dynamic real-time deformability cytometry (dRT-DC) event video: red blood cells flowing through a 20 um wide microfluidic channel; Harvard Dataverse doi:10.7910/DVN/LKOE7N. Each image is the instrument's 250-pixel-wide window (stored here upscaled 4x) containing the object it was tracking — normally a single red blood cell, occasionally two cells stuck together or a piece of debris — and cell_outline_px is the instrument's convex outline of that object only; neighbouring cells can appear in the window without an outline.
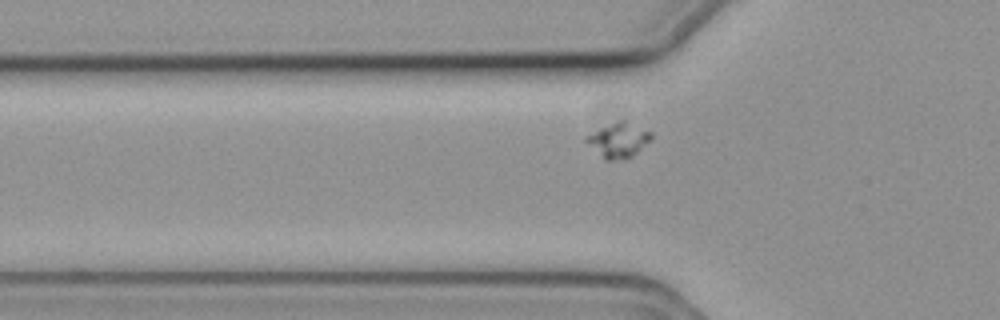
{"species": "common noctule bat (a hibernating species)", "species_latin": "Nyctalus noctula", "temperature_condition": "cold", "stored_images_in_passage": 38, "camera_frame_rate_fps": 3000, "um_per_image_px": 0.085, "animal": {"sex": "female", "body_mass_g": 19.3, "forearm_length_mm": 54.1}, "frame": {"image": 1, "passage_image": 4, "time_ms": 1.0, "image_size_px": [1000, 320], "cell_outline_px": [[652, 140], [632, 156], [624, 160], [604, 160], [584, 140], [584, 136], [600, 128], [612, 124], [624, 124], [652, 132]], "centroid_in_image_um": [52.53, 12.0], "position_along_channel_um": 73.3, "area_um2": 12.48}}
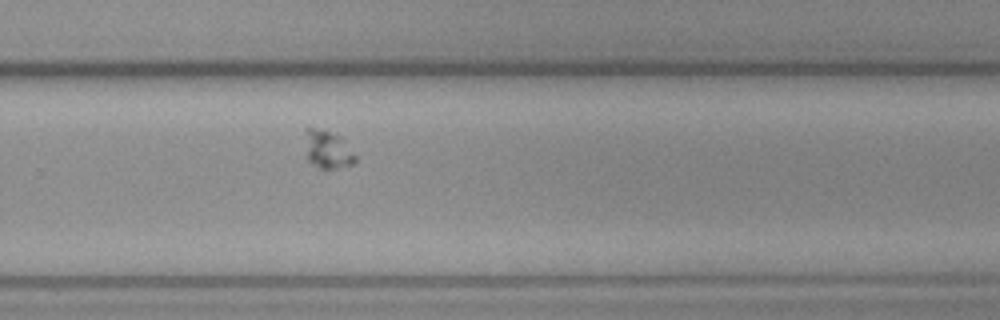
{"frame": {"image": 2, "passage_image": 23, "time_ms": 7.333, "image_size_px": [1000, 320], "cell_outline_px": [[356, 160], [352, 164], [336, 168], [320, 168], [312, 164], [308, 160], [304, 132], [304, 128], [312, 128], [328, 132], [340, 136], [344, 140], [356, 156]], "centroid_in_image_um": [27.84, 12.71], "position_along_channel_um": 302.0, "area_um2": 10.92}}
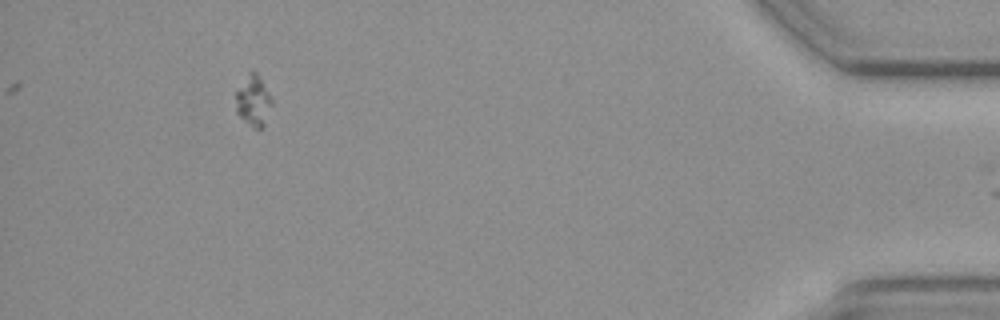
{"frame": {"image": 3, "passage_image": 38, "time_ms": 12.333, "image_size_px": [1000, 320], "cell_outline_px": [[272, 104], [264, 124], [260, 128], [252, 128], [236, 112], [236, 88], [248, 72], [252, 68], [256, 72], [268, 92], [272, 100]], "centroid_in_image_um": [21.5, 8.53], "position_along_channel_um": 413.7, "area_um2": 10.64}}